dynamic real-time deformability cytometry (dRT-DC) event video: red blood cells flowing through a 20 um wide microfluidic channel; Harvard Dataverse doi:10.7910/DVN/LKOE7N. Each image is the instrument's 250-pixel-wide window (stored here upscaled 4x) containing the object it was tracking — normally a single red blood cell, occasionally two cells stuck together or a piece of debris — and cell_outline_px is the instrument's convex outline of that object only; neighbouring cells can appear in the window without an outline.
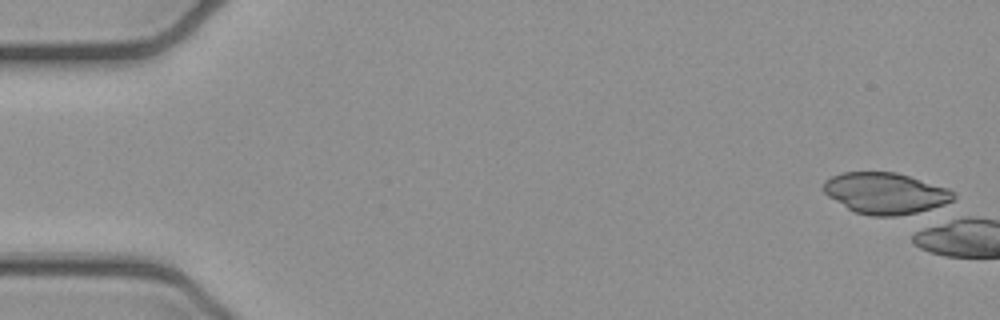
{"species": "common noctule bat (a hibernating species)", "species_latin": "Nyctalus noctula", "temperature_condition": "cold", "stored_images_in_passage": 1, "camera_frame_rate_fps": 3000, "um_per_image_px": 0.085, "animal": {"sex": "female", "body_mass_g": 21.9}, "frame": {"image": 1, "passage_image": 1, "time_ms": 0.0, "image_size_px": [1000, 320], "cell_outline_px": [[956, 196], [952, 200], [944, 204], [924, 212], [896, 216], [872, 216], [856, 212], [848, 208], [828, 196], [820, 188], [824, 180], [840, 172], [896, 172], [948, 188], [956, 192]], "centroid_in_image_um": [75.26, 16.42], "position_along_channel_um": 9.7, "area_um2": 31.5}}